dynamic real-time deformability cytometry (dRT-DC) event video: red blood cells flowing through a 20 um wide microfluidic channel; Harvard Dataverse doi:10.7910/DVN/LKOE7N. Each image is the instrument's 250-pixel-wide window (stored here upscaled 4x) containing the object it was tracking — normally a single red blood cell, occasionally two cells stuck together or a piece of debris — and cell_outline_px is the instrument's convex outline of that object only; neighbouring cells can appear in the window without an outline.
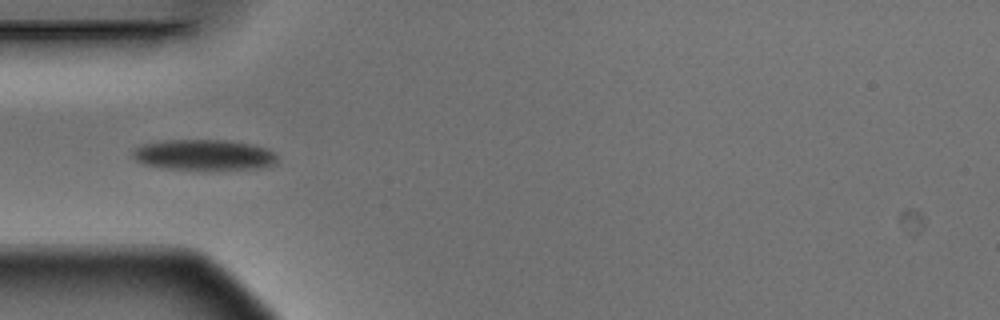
{"species": "Egyptian fruit bat (a non-hibernating species)", "species_latin": "Rousettus aegyptiacus", "temperature_condition": "warm", "stored_images_in_passage": 7, "camera_frame_rate_fps": 3000, "um_per_image_px": 0.085, "animal": {"sex": "male"}, "frame": {"image": 1, "passage_image": 6, "time_ms": 1.667, "image_size_px": [1000, 320], "cell_outline_px": [[276, 164], [260, 168], [208, 172], [164, 168], [144, 164], [136, 160], [132, 156], [132, 152], [136, 148], [144, 144], [160, 140], [228, 140], [252, 144], [268, 148], [276, 156]], "centroid_in_image_um": [17.36, 13.2], "position_along_channel_um": 67.6, "area_um2": 26.76}}
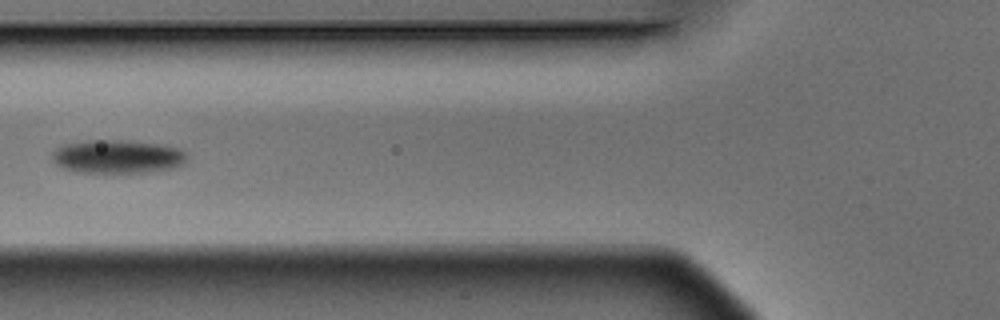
{"frame": {"image": 2, "passage_image": 7, "time_ms": 2.0, "image_size_px": [1000, 320], "cell_outline_px": [[188, 156], [184, 164], [176, 168], [148, 172], [76, 172], [64, 168], [56, 164], [52, 160], [52, 152], [60, 144], [88, 140], [120, 140], [160, 144], [180, 148], [188, 152]], "centroid_in_image_um": [10.01, 13.3], "position_along_channel_um": 115.8, "area_um2": 26.65}}